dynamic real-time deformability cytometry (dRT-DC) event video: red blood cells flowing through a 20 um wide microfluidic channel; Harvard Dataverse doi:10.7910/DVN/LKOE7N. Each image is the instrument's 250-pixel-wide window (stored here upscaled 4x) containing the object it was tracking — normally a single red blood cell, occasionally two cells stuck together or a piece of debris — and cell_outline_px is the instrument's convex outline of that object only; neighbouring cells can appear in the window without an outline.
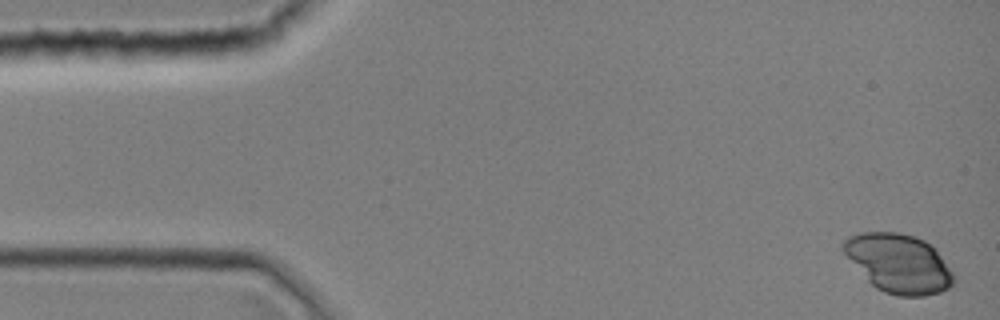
{"species": "common noctule bat (a hibernating species)", "species_latin": "Nyctalus noctula", "temperature_condition": "room temperature", "stored_images_in_passage": 16, "camera_frame_rate_fps": 3000, "um_per_image_px": 0.085, "animal": {"sex": "female", "body_mass_g": 19.0, "forearm_length_mm": 51.5}, "frame": {"image": 1, "passage_image": 1, "time_ms": 0.0, "image_size_px": [1000, 320], "cell_outline_px": [[956, 280], [948, 288], [940, 292], [924, 296], [896, 296], [884, 292], [876, 288], [868, 280], [840, 248], [840, 244], [848, 236], [860, 232], [900, 232], [916, 236], [924, 240], [936, 248], [952, 272]], "centroid_in_image_um": [76.39, 22.37], "position_along_channel_um": 8.6, "area_um2": 37.92}}
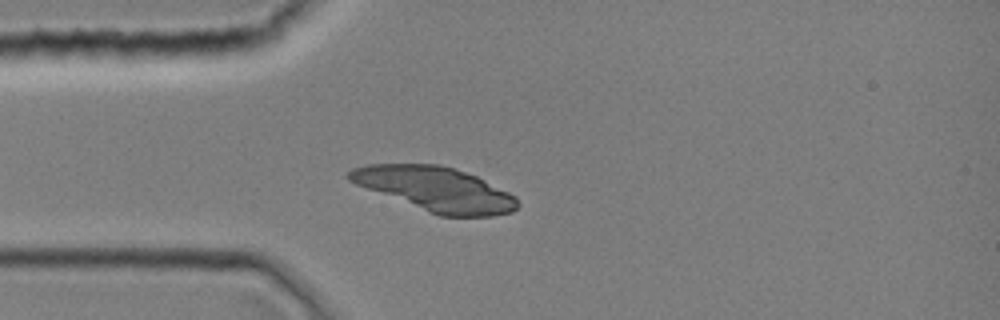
{"frame": {"image": 2, "passage_image": 10, "time_ms": 3.0, "image_size_px": [1000, 320], "cell_outline_px": [[520, 204], [512, 212], [492, 216], [440, 216], [428, 212], [356, 184], [348, 180], [344, 176], [352, 168], [368, 164], [440, 164], [476, 176], [516, 196]], "centroid_in_image_um": [37.0, 16.07], "position_along_channel_um": 48.0, "area_um2": 43.12}}